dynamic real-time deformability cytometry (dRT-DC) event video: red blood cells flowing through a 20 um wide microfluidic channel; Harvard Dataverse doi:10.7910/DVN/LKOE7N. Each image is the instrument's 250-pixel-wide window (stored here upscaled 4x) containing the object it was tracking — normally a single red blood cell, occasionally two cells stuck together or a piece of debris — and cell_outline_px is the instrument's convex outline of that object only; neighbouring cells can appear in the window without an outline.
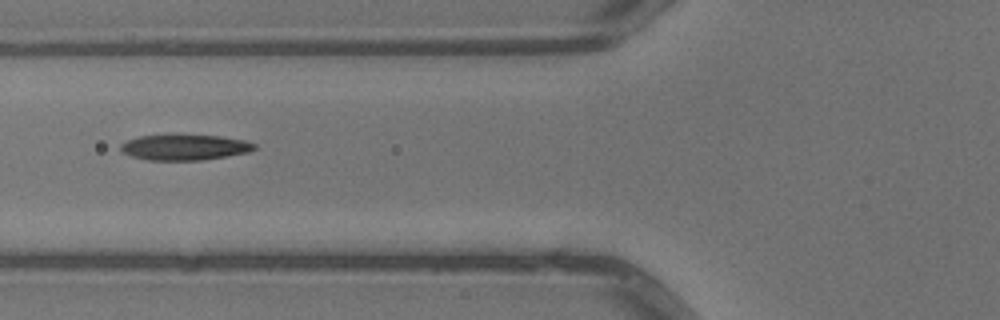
{"species": "common noctule bat (a hibernating species)", "species_latin": "Nyctalus noctula", "temperature_condition": "warm", "stored_images_in_passage": 5, "camera_frame_rate_fps": 3000, "um_per_image_px": 0.085, "animal": {"sex": "male", "body_mass_g": 13.3}, "frame": {"image": 1, "passage_image": 5, "time_ms": 1.333, "image_size_px": [1000, 320], "cell_outline_px": [[256, 148], [248, 152], [200, 160], [148, 160], [132, 156], [124, 152], [120, 148], [120, 144], [128, 140], [140, 136], [220, 136], [244, 140], [256, 144]], "centroid_in_image_um": [15.7, 12.53], "position_along_channel_um": 110.1, "area_um2": 19.36}}